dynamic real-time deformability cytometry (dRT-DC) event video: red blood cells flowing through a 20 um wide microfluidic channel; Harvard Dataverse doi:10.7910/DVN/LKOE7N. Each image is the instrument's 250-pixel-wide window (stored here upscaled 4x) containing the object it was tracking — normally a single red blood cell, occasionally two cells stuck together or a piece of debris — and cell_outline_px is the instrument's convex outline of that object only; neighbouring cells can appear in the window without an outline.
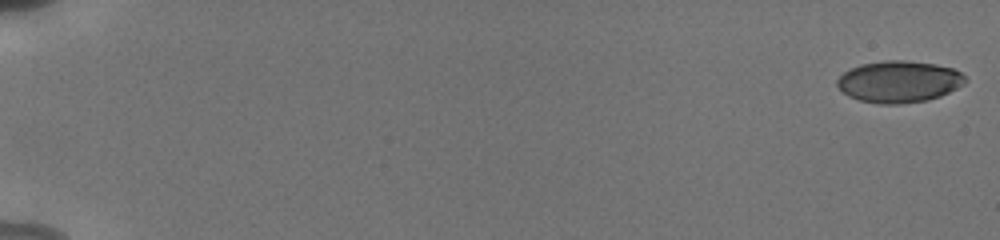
{"species": "human", "species_latin": "Homo sapiens", "temperature_condition": "cold", "stored_images_in_passage": 18, "camera_frame_rate_fps": 3000, "um_per_image_px": 0.085, "donor": {"sex": "male"}, "frame": {"image": 1, "passage_image": 1, "time_ms": 0.0, "image_size_px": [1000, 240], "cell_outline_px": [[968, 80], [964, 84], [940, 96], [928, 100], [900, 104], [880, 104], [860, 100], [848, 96], [836, 84], [836, 80], [844, 72], [860, 64], [884, 60], [904, 60], [936, 64], [952, 68], [960, 72]], "centroid_in_image_um": [76.42, 6.94], "position_along_channel_um": 8.6, "area_um2": 31.1}}
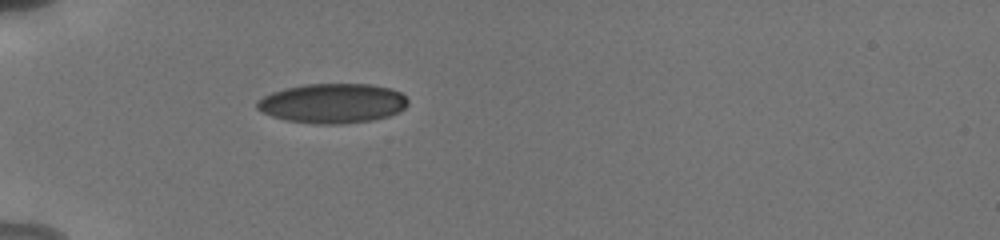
{"frame": {"image": 2, "passage_image": 16, "time_ms": 6.0, "image_size_px": [1000, 240], "cell_outline_px": [[408, 104], [400, 112], [388, 116], [372, 120], [340, 124], [316, 124], [284, 120], [272, 116], [256, 108], [256, 100], [272, 92], [304, 84], [372, 84], [392, 88], [400, 92], [408, 100]], "centroid_in_image_um": [28.28, 8.78], "position_along_channel_um": 56.7, "area_um2": 34.97}}
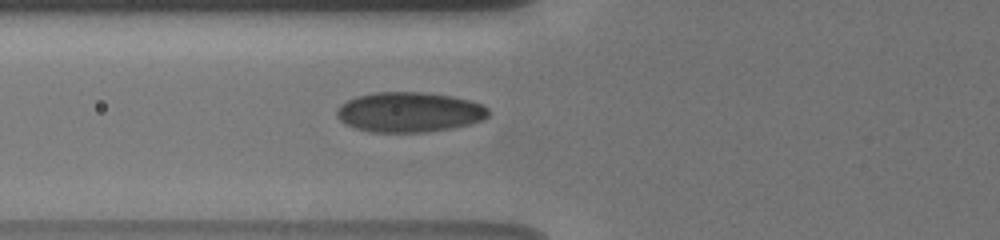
{"frame": {"image": 3, "passage_image": 18, "time_ms": 7.333, "image_size_px": [1000, 240], "cell_outline_px": [[488, 116], [484, 120], [452, 128], [424, 132], [372, 132], [356, 128], [344, 124], [336, 116], [336, 108], [340, 104], [356, 96], [376, 92], [424, 92], [452, 96], [468, 100], [480, 104], [488, 108]], "centroid_in_image_um": [34.75, 9.53], "position_along_channel_um": 91.0, "area_um2": 35.43}}